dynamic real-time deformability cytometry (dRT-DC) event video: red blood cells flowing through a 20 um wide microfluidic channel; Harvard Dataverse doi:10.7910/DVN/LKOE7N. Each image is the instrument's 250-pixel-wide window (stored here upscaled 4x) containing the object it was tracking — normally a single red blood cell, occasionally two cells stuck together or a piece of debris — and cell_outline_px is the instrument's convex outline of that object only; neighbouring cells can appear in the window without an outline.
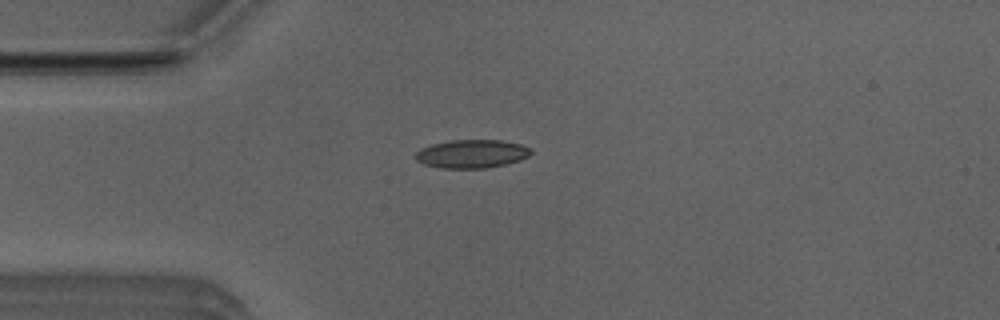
{"species": "Egyptian fruit bat (a non-hibernating species)", "species_latin": "Rousettus aegyptiacus", "temperature_condition": "room temperature", "stored_images_in_passage": 3, "camera_frame_rate_fps": 3000, "um_per_image_px": 0.085, "animal": {"sex": "male"}, "frame": {"image": 1, "passage_image": 1, "time_ms": 0.0, "image_size_px": [1000, 320], "cell_outline_px": [[532, 152], [528, 156], [520, 160], [488, 168], [440, 168], [424, 164], [416, 160], [416, 152], [420, 148], [432, 144], [452, 140], [500, 140], [520, 144], [532, 148]], "centroid_in_image_um": [40.1, 13.07], "position_along_channel_um": 44.9, "area_um2": 19.07}}